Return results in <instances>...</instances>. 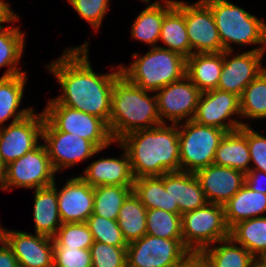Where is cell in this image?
<instances>
[{
	"label": "cell",
	"mask_w": 266,
	"mask_h": 267,
	"mask_svg": "<svg viewBox=\"0 0 266 267\" xmlns=\"http://www.w3.org/2000/svg\"><path fill=\"white\" fill-rule=\"evenodd\" d=\"M88 47V42L70 47L60 58L46 65L62 90V94L54 100L94 115L109 125L113 85L122 75L120 66L116 71L112 68V73H95L88 59Z\"/></svg>",
	"instance_id": "6da1fadb"
},
{
	"label": "cell",
	"mask_w": 266,
	"mask_h": 267,
	"mask_svg": "<svg viewBox=\"0 0 266 267\" xmlns=\"http://www.w3.org/2000/svg\"><path fill=\"white\" fill-rule=\"evenodd\" d=\"M170 125L133 131L117 142L129 155L135 179L181 171L178 124Z\"/></svg>",
	"instance_id": "7a4b0ae2"
},
{
	"label": "cell",
	"mask_w": 266,
	"mask_h": 267,
	"mask_svg": "<svg viewBox=\"0 0 266 267\" xmlns=\"http://www.w3.org/2000/svg\"><path fill=\"white\" fill-rule=\"evenodd\" d=\"M130 83L121 75L113 85L109 132L118 142L126 134L162 124L156 95Z\"/></svg>",
	"instance_id": "3957f363"
},
{
	"label": "cell",
	"mask_w": 266,
	"mask_h": 267,
	"mask_svg": "<svg viewBox=\"0 0 266 267\" xmlns=\"http://www.w3.org/2000/svg\"><path fill=\"white\" fill-rule=\"evenodd\" d=\"M134 53L131 65H120L121 74L143 90L156 92L186 75V58L159 47L151 48L143 56Z\"/></svg>",
	"instance_id": "277c9868"
},
{
	"label": "cell",
	"mask_w": 266,
	"mask_h": 267,
	"mask_svg": "<svg viewBox=\"0 0 266 267\" xmlns=\"http://www.w3.org/2000/svg\"><path fill=\"white\" fill-rule=\"evenodd\" d=\"M213 14L224 51L238 46L259 44L266 51V22L228 0H202ZM262 45V46H261Z\"/></svg>",
	"instance_id": "5b68a950"
},
{
	"label": "cell",
	"mask_w": 266,
	"mask_h": 267,
	"mask_svg": "<svg viewBox=\"0 0 266 267\" xmlns=\"http://www.w3.org/2000/svg\"><path fill=\"white\" fill-rule=\"evenodd\" d=\"M181 171L196 173L213 164L216 150L227 133L189 120L178 124Z\"/></svg>",
	"instance_id": "8992f818"
},
{
	"label": "cell",
	"mask_w": 266,
	"mask_h": 267,
	"mask_svg": "<svg viewBox=\"0 0 266 267\" xmlns=\"http://www.w3.org/2000/svg\"><path fill=\"white\" fill-rule=\"evenodd\" d=\"M182 240L189 251H203L230 237L224 206L207 203L181 215Z\"/></svg>",
	"instance_id": "52a82bcc"
},
{
	"label": "cell",
	"mask_w": 266,
	"mask_h": 267,
	"mask_svg": "<svg viewBox=\"0 0 266 267\" xmlns=\"http://www.w3.org/2000/svg\"><path fill=\"white\" fill-rule=\"evenodd\" d=\"M43 113L56 130L89 140L99 149H106L114 143L108 125L94 115L61 105L54 99L48 101Z\"/></svg>",
	"instance_id": "ba28073f"
},
{
	"label": "cell",
	"mask_w": 266,
	"mask_h": 267,
	"mask_svg": "<svg viewBox=\"0 0 266 267\" xmlns=\"http://www.w3.org/2000/svg\"><path fill=\"white\" fill-rule=\"evenodd\" d=\"M55 174L44 143L39 144L4 167L1 190L8 191L15 186L34 190L47 187L55 182Z\"/></svg>",
	"instance_id": "9c48e42d"
},
{
	"label": "cell",
	"mask_w": 266,
	"mask_h": 267,
	"mask_svg": "<svg viewBox=\"0 0 266 267\" xmlns=\"http://www.w3.org/2000/svg\"><path fill=\"white\" fill-rule=\"evenodd\" d=\"M190 251L182 239L145 234L127 246V267H177Z\"/></svg>",
	"instance_id": "30bf717a"
},
{
	"label": "cell",
	"mask_w": 266,
	"mask_h": 267,
	"mask_svg": "<svg viewBox=\"0 0 266 267\" xmlns=\"http://www.w3.org/2000/svg\"><path fill=\"white\" fill-rule=\"evenodd\" d=\"M42 140L55 172L88 160L103 149L93 142L72 133L56 130L46 119L43 124Z\"/></svg>",
	"instance_id": "8fae6325"
},
{
	"label": "cell",
	"mask_w": 266,
	"mask_h": 267,
	"mask_svg": "<svg viewBox=\"0 0 266 267\" xmlns=\"http://www.w3.org/2000/svg\"><path fill=\"white\" fill-rule=\"evenodd\" d=\"M236 114L241 118L240 96L212 89L202 92L192 120L205 126L232 132L242 126H248L247 123L231 118Z\"/></svg>",
	"instance_id": "7c38bea8"
},
{
	"label": "cell",
	"mask_w": 266,
	"mask_h": 267,
	"mask_svg": "<svg viewBox=\"0 0 266 267\" xmlns=\"http://www.w3.org/2000/svg\"><path fill=\"white\" fill-rule=\"evenodd\" d=\"M184 14L192 54L224 51L211 9L202 1H175Z\"/></svg>",
	"instance_id": "4fadbf2b"
},
{
	"label": "cell",
	"mask_w": 266,
	"mask_h": 267,
	"mask_svg": "<svg viewBox=\"0 0 266 267\" xmlns=\"http://www.w3.org/2000/svg\"><path fill=\"white\" fill-rule=\"evenodd\" d=\"M44 121L43 112L33 111L22 120L0 127V162L4 167L39 145Z\"/></svg>",
	"instance_id": "5bb4252c"
},
{
	"label": "cell",
	"mask_w": 266,
	"mask_h": 267,
	"mask_svg": "<svg viewBox=\"0 0 266 267\" xmlns=\"http://www.w3.org/2000/svg\"><path fill=\"white\" fill-rule=\"evenodd\" d=\"M202 92L185 75L155 92L162 123L179 124L192 120Z\"/></svg>",
	"instance_id": "9a60e30c"
},
{
	"label": "cell",
	"mask_w": 266,
	"mask_h": 267,
	"mask_svg": "<svg viewBox=\"0 0 266 267\" xmlns=\"http://www.w3.org/2000/svg\"><path fill=\"white\" fill-rule=\"evenodd\" d=\"M232 52L223 51V66L217 89L241 96L244 89L266 69L261 63L265 51H259L257 47L241 54L236 53V56H232Z\"/></svg>",
	"instance_id": "2e32d148"
},
{
	"label": "cell",
	"mask_w": 266,
	"mask_h": 267,
	"mask_svg": "<svg viewBox=\"0 0 266 267\" xmlns=\"http://www.w3.org/2000/svg\"><path fill=\"white\" fill-rule=\"evenodd\" d=\"M4 241L12 249L19 267H53V238L5 228Z\"/></svg>",
	"instance_id": "e0dca14e"
},
{
	"label": "cell",
	"mask_w": 266,
	"mask_h": 267,
	"mask_svg": "<svg viewBox=\"0 0 266 267\" xmlns=\"http://www.w3.org/2000/svg\"><path fill=\"white\" fill-rule=\"evenodd\" d=\"M197 176L208 203L225 205L245 184V173L211 164L198 170Z\"/></svg>",
	"instance_id": "ac0fdd59"
},
{
	"label": "cell",
	"mask_w": 266,
	"mask_h": 267,
	"mask_svg": "<svg viewBox=\"0 0 266 267\" xmlns=\"http://www.w3.org/2000/svg\"><path fill=\"white\" fill-rule=\"evenodd\" d=\"M57 190L58 209L63 223L86 222L93 213L94 188L80 176L71 177Z\"/></svg>",
	"instance_id": "d6986e66"
},
{
	"label": "cell",
	"mask_w": 266,
	"mask_h": 267,
	"mask_svg": "<svg viewBox=\"0 0 266 267\" xmlns=\"http://www.w3.org/2000/svg\"><path fill=\"white\" fill-rule=\"evenodd\" d=\"M121 158H100L83 170L80 177L93 188L101 185L133 186L135 177L132 172L130 158L125 148Z\"/></svg>",
	"instance_id": "ffe728a7"
},
{
	"label": "cell",
	"mask_w": 266,
	"mask_h": 267,
	"mask_svg": "<svg viewBox=\"0 0 266 267\" xmlns=\"http://www.w3.org/2000/svg\"><path fill=\"white\" fill-rule=\"evenodd\" d=\"M169 191L172 197V213L182 215L208 203L195 173L169 172Z\"/></svg>",
	"instance_id": "44dd1931"
},
{
	"label": "cell",
	"mask_w": 266,
	"mask_h": 267,
	"mask_svg": "<svg viewBox=\"0 0 266 267\" xmlns=\"http://www.w3.org/2000/svg\"><path fill=\"white\" fill-rule=\"evenodd\" d=\"M56 182L34 190L33 220L35 233L53 238L62 225Z\"/></svg>",
	"instance_id": "7402d4cb"
},
{
	"label": "cell",
	"mask_w": 266,
	"mask_h": 267,
	"mask_svg": "<svg viewBox=\"0 0 266 267\" xmlns=\"http://www.w3.org/2000/svg\"><path fill=\"white\" fill-rule=\"evenodd\" d=\"M174 6L175 0H163L162 3L157 0L149 4L135 18L131 26V36L151 45V48L158 47L163 19Z\"/></svg>",
	"instance_id": "603a6c76"
},
{
	"label": "cell",
	"mask_w": 266,
	"mask_h": 267,
	"mask_svg": "<svg viewBox=\"0 0 266 267\" xmlns=\"http://www.w3.org/2000/svg\"><path fill=\"white\" fill-rule=\"evenodd\" d=\"M213 164L230 167L243 173L250 170L247 126L225 134L216 150Z\"/></svg>",
	"instance_id": "cb8c5ba5"
},
{
	"label": "cell",
	"mask_w": 266,
	"mask_h": 267,
	"mask_svg": "<svg viewBox=\"0 0 266 267\" xmlns=\"http://www.w3.org/2000/svg\"><path fill=\"white\" fill-rule=\"evenodd\" d=\"M223 66V52L195 53L186 59V76L201 91L217 89Z\"/></svg>",
	"instance_id": "d4e9b609"
},
{
	"label": "cell",
	"mask_w": 266,
	"mask_h": 267,
	"mask_svg": "<svg viewBox=\"0 0 266 267\" xmlns=\"http://www.w3.org/2000/svg\"><path fill=\"white\" fill-rule=\"evenodd\" d=\"M223 206L226 224L231 228L239 221L262 217L266 212V194L251 190L244 184Z\"/></svg>",
	"instance_id": "484cf974"
},
{
	"label": "cell",
	"mask_w": 266,
	"mask_h": 267,
	"mask_svg": "<svg viewBox=\"0 0 266 267\" xmlns=\"http://www.w3.org/2000/svg\"><path fill=\"white\" fill-rule=\"evenodd\" d=\"M27 78L26 73L7 78L0 77V127H3L4 122L10 118H13L11 123H15L34 111L32 108L18 110Z\"/></svg>",
	"instance_id": "4316f807"
},
{
	"label": "cell",
	"mask_w": 266,
	"mask_h": 267,
	"mask_svg": "<svg viewBox=\"0 0 266 267\" xmlns=\"http://www.w3.org/2000/svg\"><path fill=\"white\" fill-rule=\"evenodd\" d=\"M132 191L147 209H162L172 213L169 172L162 176L136 178Z\"/></svg>",
	"instance_id": "83f0119b"
},
{
	"label": "cell",
	"mask_w": 266,
	"mask_h": 267,
	"mask_svg": "<svg viewBox=\"0 0 266 267\" xmlns=\"http://www.w3.org/2000/svg\"><path fill=\"white\" fill-rule=\"evenodd\" d=\"M159 41L166 45H158L159 48L176 52L186 59L192 55L185 16L176 6L163 19Z\"/></svg>",
	"instance_id": "f1b7e54d"
},
{
	"label": "cell",
	"mask_w": 266,
	"mask_h": 267,
	"mask_svg": "<svg viewBox=\"0 0 266 267\" xmlns=\"http://www.w3.org/2000/svg\"><path fill=\"white\" fill-rule=\"evenodd\" d=\"M146 214L147 208L132 191L123 201L116 220L127 244L146 234Z\"/></svg>",
	"instance_id": "f546056e"
},
{
	"label": "cell",
	"mask_w": 266,
	"mask_h": 267,
	"mask_svg": "<svg viewBox=\"0 0 266 267\" xmlns=\"http://www.w3.org/2000/svg\"><path fill=\"white\" fill-rule=\"evenodd\" d=\"M24 40L25 36L20 26L0 27V68L9 67L2 78L26 73L18 67L19 60L24 54Z\"/></svg>",
	"instance_id": "4dcf8cb0"
},
{
	"label": "cell",
	"mask_w": 266,
	"mask_h": 267,
	"mask_svg": "<svg viewBox=\"0 0 266 267\" xmlns=\"http://www.w3.org/2000/svg\"><path fill=\"white\" fill-rule=\"evenodd\" d=\"M216 245L202 251L213 267H252L255 263V257L231 237L218 241Z\"/></svg>",
	"instance_id": "1f68e13d"
},
{
	"label": "cell",
	"mask_w": 266,
	"mask_h": 267,
	"mask_svg": "<svg viewBox=\"0 0 266 267\" xmlns=\"http://www.w3.org/2000/svg\"><path fill=\"white\" fill-rule=\"evenodd\" d=\"M230 237L258 257L266 250V215L237 222L230 228Z\"/></svg>",
	"instance_id": "d6a6232c"
},
{
	"label": "cell",
	"mask_w": 266,
	"mask_h": 267,
	"mask_svg": "<svg viewBox=\"0 0 266 267\" xmlns=\"http://www.w3.org/2000/svg\"><path fill=\"white\" fill-rule=\"evenodd\" d=\"M133 186L101 185L94 188L93 213L110 220H117L123 201Z\"/></svg>",
	"instance_id": "836d02e7"
},
{
	"label": "cell",
	"mask_w": 266,
	"mask_h": 267,
	"mask_svg": "<svg viewBox=\"0 0 266 267\" xmlns=\"http://www.w3.org/2000/svg\"><path fill=\"white\" fill-rule=\"evenodd\" d=\"M240 107L244 119L266 118V69L244 89Z\"/></svg>",
	"instance_id": "e575fe53"
},
{
	"label": "cell",
	"mask_w": 266,
	"mask_h": 267,
	"mask_svg": "<svg viewBox=\"0 0 266 267\" xmlns=\"http://www.w3.org/2000/svg\"><path fill=\"white\" fill-rule=\"evenodd\" d=\"M146 234L165 239H182L181 215L162 209H147Z\"/></svg>",
	"instance_id": "d590c367"
},
{
	"label": "cell",
	"mask_w": 266,
	"mask_h": 267,
	"mask_svg": "<svg viewBox=\"0 0 266 267\" xmlns=\"http://www.w3.org/2000/svg\"><path fill=\"white\" fill-rule=\"evenodd\" d=\"M53 240L54 247L90 249L94 244L93 235L85 222L63 223Z\"/></svg>",
	"instance_id": "8d00e7d4"
},
{
	"label": "cell",
	"mask_w": 266,
	"mask_h": 267,
	"mask_svg": "<svg viewBox=\"0 0 266 267\" xmlns=\"http://www.w3.org/2000/svg\"><path fill=\"white\" fill-rule=\"evenodd\" d=\"M85 223L93 235L94 241L119 247L128 246L116 220L92 214Z\"/></svg>",
	"instance_id": "74e56055"
},
{
	"label": "cell",
	"mask_w": 266,
	"mask_h": 267,
	"mask_svg": "<svg viewBox=\"0 0 266 267\" xmlns=\"http://www.w3.org/2000/svg\"><path fill=\"white\" fill-rule=\"evenodd\" d=\"M92 267H127V247L94 241L90 247Z\"/></svg>",
	"instance_id": "f35d334b"
},
{
	"label": "cell",
	"mask_w": 266,
	"mask_h": 267,
	"mask_svg": "<svg viewBox=\"0 0 266 267\" xmlns=\"http://www.w3.org/2000/svg\"><path fill=\"white\" fill-rule=\"evenodd\" d=\"M74 11L98 31L108 12L109 0H68Z\"/></svg>",
	"instance_id": "ab89813d"
},
{
	"label": "cell",
	"mask_w": 266,
	"mask_h": 267,
	"mask_svg": "<svg viewBox=\"0 0 266 267\" xmlns=\"http://www.w3.org/2000/svg\"><path fill=\"white\" fill-rule=\"evenodd\" d=\"M53 267H92L90 249L54 247Z\"/></svg>",
	"instance_id": "60d3db41"
},
{
	"label": "cell",
	"mask_w": 266,
	"mask_h": 267,
	"mask_svg": "<svg viewBox=\"0 0 266 267\" xmlns=\"http://www.w3.org/2000/svg\"><path fill=\"white\" fill-rule=\"evenodd\" d=\"M247 144L250 154V162H253L250 170H259L266 173V136L254 131L247 126Z\"/></svg>",
	"instance_id": "b9f144b4"
},
{
	"label": "cell",
	"mask_w": 266,
	"mask_h": 267,
	"mask_svg": "<svg viewBox=\"0 0 266 267\" xmlns=\"http://www.w3.org/2000/svg\"><path fill=\"white\" fill-rule=\"evenodd\" d=\"M177 267H213L202 251H190Z\"/></svg>",
	"instance_id": "7bdbcfd3"
},
{
	"label": "cell",
	"mask_w": 266,
	"mask_h": 267,
	"mask_svg": "<svg viewBox=\"0 0 266 267\" xmlns=\"http://www.w3.org/2000/svg\"><path fill=\"white\" fill-rule=\"evenodd\" d=\"M266 179V173L259 170H249L245 173V184L254 191L266 194V181L262 183V179ZM264 179V180H265Z\"/></svg>",
	"instance_id": "ee69618b"
},
{
	"label": "cell",
	"mask_w": 266,
	"mask_h": 267,
	"mask_svg": "<svg viewBox=\"0 0 266 267\" xmlns=\"http://www.w3.org/2000/svg\"><path fill=\"white\" fill-rule=\"evenodd\" d=\"M0 267H19L17 258L5 241L0 243Z\"/></svg>",
	"instance_id": "f6af8a7d"
},
{
	"label": "cell",
	"mask_w": 266,
	"mask_h": 267,
	"mask_svg": "<svg viewBox=\"0 0 266 267\" xmlns=\"http://www.w3.org/2000/svg\"><path fill=\"white\" fill-rule=\"evenodd\" d=\"M17 20H19V16H17L14 10L12 11L10 3L0 0V27L3 26V23H13Z\"/></svg>",
	"instance_id": "bcb514c9"
},
{
	"label": "cell",
	"mask_w": 266,
	"mask_h": 267,
	"mask_svg": "<svg viewBox=\"0 0 266 267\" xmlns=\"http://www.w3.org/2000/svg\"><path fill=\"white\" fill-rule=\"evenodd\" d=\"M255 262L260 267H266V250L262 252L258 257L255 258Z\"/></svg>",
	"instance_id": "7dc6e473"
},
{
	"label": "cell",
	"mask_w": 266,
	"mask_h": 267,
	"mask_svg": "<svg viewBox=\"0 0 266 267\" xmlns=\"http://www.w3.org/2000/svg\"><path fill=\"white\" fill-rule=\"evenodd\" d=\"M4 180V166L0 162V189Z\"/></svg>",
	"instance_id": "c3c4849f"
},
{
	"label": "cell",
	"mask_w": 266,
	"mask_h": 267,
	"mask_svg": "<svg viewBox=\"0 0 266 267\" xmlns=\"http://www.w3.org/2000/svg\"><path fill=\"white\" fill-rule=\"evenodd\" d=\"M5 229L0 225V240H4Z\"/></svg>",
	"instance_id": "681fc988"
},
{
	"label": "cell",
	"mask_w": 266,
	"mask_h": 267,
	"mask_svg": "<svg viewBox=\"0 0 266 267\" xmlns=\"http://www.w3.org/2000/svg\"><path fill=\"white\" fill-rule=\"evenodd\" d=\"M252 267H260L256 262L252 265Z\"/></svg>",
	"instance_id": "f907efd6"
},
{
	"label": "cell",
	"mask_w": 266,
	"mask_h": 267,
	"mask_svg": "<svg viewBox=\"0 0 266 267\" xmlns=\"http://www.w3.org/2000/svg\"><path fill=\"white\" fill-rule=\"evenodd\" d=\"M141 1H144L146 2L147 4H149L150 0H141Z\"/></svg>",
	"instance_id": "816d5d0a"
}]
</instances>
